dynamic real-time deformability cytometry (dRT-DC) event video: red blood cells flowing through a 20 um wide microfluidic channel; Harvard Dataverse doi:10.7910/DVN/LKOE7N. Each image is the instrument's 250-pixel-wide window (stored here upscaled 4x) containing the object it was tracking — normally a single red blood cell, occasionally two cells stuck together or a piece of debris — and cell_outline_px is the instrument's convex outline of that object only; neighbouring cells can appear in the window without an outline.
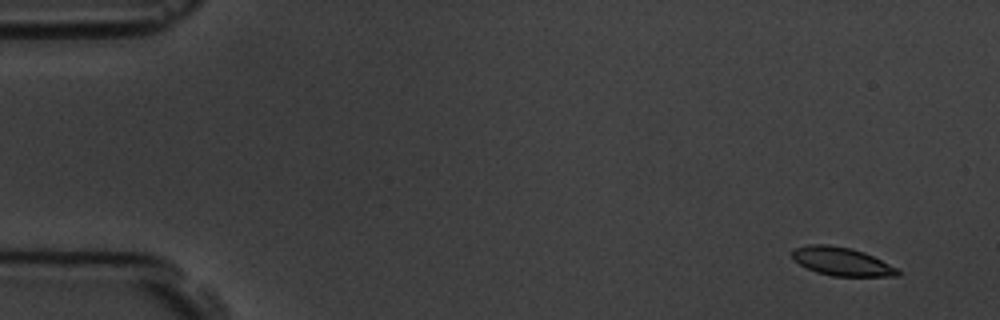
{"species": "common noctule bat (a hibernating species)", "species_latin": "Nyctalus noctula", "temperature_condition": "room temperature", "stored_images_in_passage": 6, "camera_frame_rate_fps": 3000, "um_per_image_px": 0.085, "animal": {"sex": "male", "body_mass_g": 19.5, "forearm_length_mm": 54.6}, "frame": {"image": 1, "passage_image": 1, "time_ms": 0.0, "image_size_px": [1000, 320], "cell_outline_px": [[900, 276], [832, 276], [816, 272], [792, 260], [792, 252], [796, 248], [808, 244], [828, 244], [852, 248], [864, 252], [896, 268], [900, 272]], "centroid_in_image_um": [71.51, 22.22], "position_along_channel_um": 13.5, "area_um2": 17.34}}
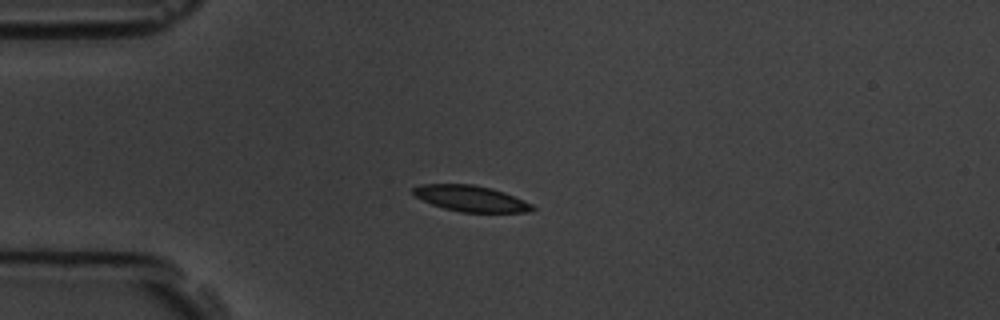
{"frame": {"image": 2, "passage_image": 4, "time_ms": 3.667, "image_size_px": [1000, 320], "cell_outline_px": [[536, 208], [532, 212], [460, 212], [444, 208], [432, 204], [416, 196], [412, 192], [412, 188], [420, 184], [472, 184], [492, 188], [504, 192], [524, 200], [532, 204]], "centroid_in_image_um": [40.05, 16.87], "position_along_channel_um": 45.0, "area_um2": 18.03}}
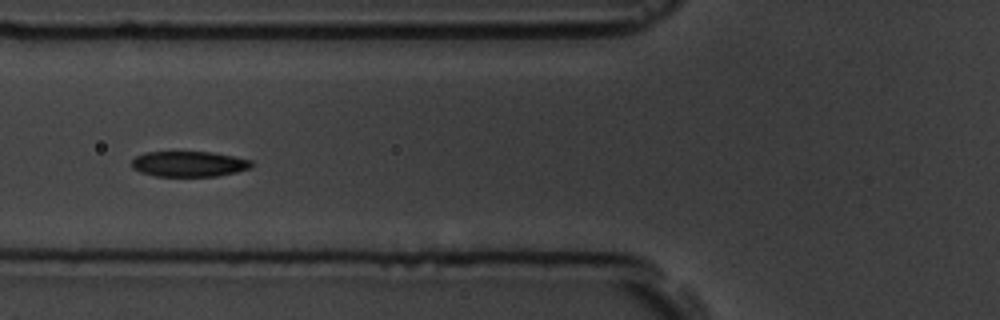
{"frame": {"image": 3, "passage_image": 6, "time_ms": 6.0, "image_size_px": [1000, 320], "cell_outline_px": [[252, 168], [236, 172], [216, 176], [156, 176], [140, 172], [132, 168], [132, 160], [136, 156], [144, 152], [212, 152], [252, 160]], "centroid_in_image_um": [16.06, 13.93], "position_along_channel_um": 109.7, "area_um2": 17.8}}